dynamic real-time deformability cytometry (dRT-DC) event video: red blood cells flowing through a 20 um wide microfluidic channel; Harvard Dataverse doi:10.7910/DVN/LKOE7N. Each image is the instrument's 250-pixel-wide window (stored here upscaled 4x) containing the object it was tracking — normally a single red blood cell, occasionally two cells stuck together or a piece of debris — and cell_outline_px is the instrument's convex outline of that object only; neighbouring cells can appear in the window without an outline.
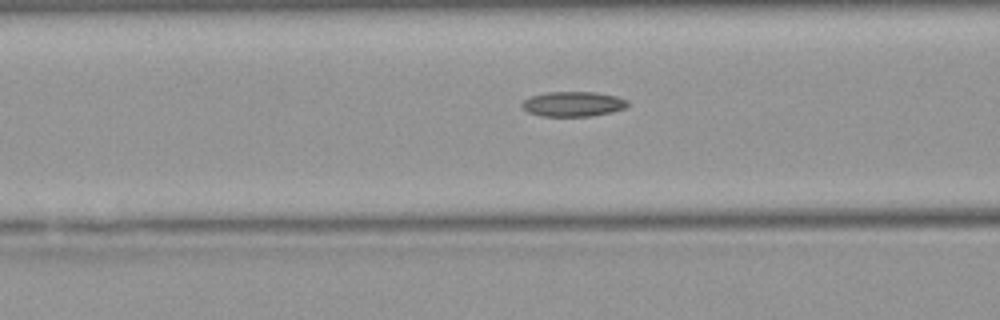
{"species": "Egyptian fruit bat (a non-hibernating species)", "species_latin": "Rousettus aegyptiacus", "temperature_condition": "warm", "stored_images_in_passage": 36, "camera_frame_rate_fps": 3000, "um_per_image_px": 0.085, "animal": {"sex": "female"}, "frame": {"image": 1, "passage_image": 16, "time_ms": 5.0, "image_size_px": [1000, 320], "cell_outline_px": [[628, 104], [624, 108], [612, 112], [588, 116], [540, 116], [528, 112], [520, 104], [524, 100], [532, 96], [548, 92], [596, 92], [616, 96], [628, 100]], "centroid_in_image_um": [48.71, 8.84], "position_along_channel_um": 117.9, "area_um2": 15.26}}